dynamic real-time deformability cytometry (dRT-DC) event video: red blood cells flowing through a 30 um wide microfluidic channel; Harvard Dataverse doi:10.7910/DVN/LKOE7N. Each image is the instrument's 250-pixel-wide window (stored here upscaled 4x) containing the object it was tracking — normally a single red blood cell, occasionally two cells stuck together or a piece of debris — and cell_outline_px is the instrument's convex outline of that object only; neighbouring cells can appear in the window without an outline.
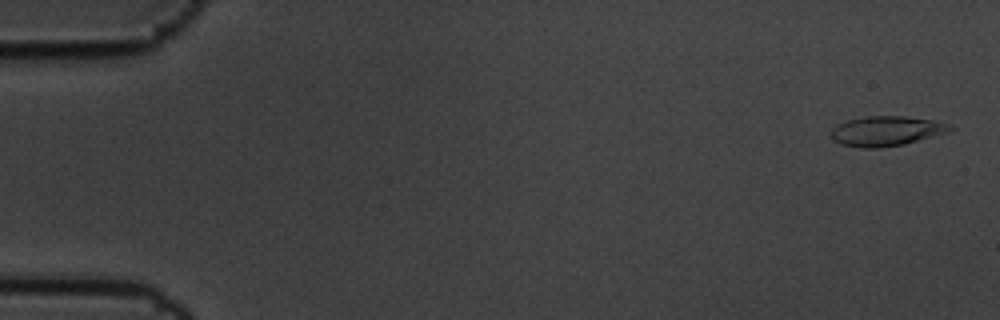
{"species": "common noctule bat (a hibernating species)", "species_latin": "Nyctalus noctula", "temperature_condition": "cold", "stored_images_in_passage": 4, "camera_frame_rate_fps": 3000, "um_per_image_px": 0.085, "animal": {"sex": "male", "body_mass_g": 19.5, "forearm_length_mm": 54.6}, "frame": {"image": 1, "passage_image": 1, "time_ms": 0.0, "image_size_px": [1000, 320], "cell_outline_px": [[956, 128], [948, 132], [904, 144], [880, 148], [860, 148], [840, 144], [832, 140], [828, 132], [832, 128], [848, 120], [864, 116], [904, 116], [932, 120], [952, 124]], "centroid_in_image_um": [75.32, 11.14], "position_along_channel_um": 9.7, "area_um2": 20.92}}